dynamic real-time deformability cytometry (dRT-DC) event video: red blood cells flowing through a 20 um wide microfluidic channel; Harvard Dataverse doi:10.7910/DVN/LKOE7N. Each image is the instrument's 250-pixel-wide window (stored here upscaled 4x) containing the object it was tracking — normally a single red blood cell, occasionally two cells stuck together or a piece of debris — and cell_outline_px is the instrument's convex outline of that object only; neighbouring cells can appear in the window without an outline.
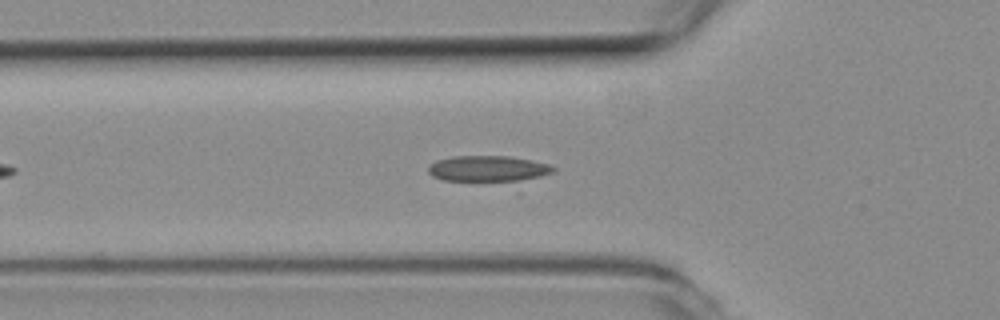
{"species": "common noctule bat (a hibernating species)", "species_latin": "Nyctalus noctula", "temperature_condition": "room temperature", "stored_images_in_passage": 21, "camera_frame_rate_fps": 3000, "um_per_image_px": 0.085, "animal": {"sex": "female", "body_mass_g": 19.3, "forearm_length_mm": 54.1}, "frame": {"image": 1, "passage_image": 10, "time_ms": 3.0, "image_size_px": [1000, 320], "cell_outline_px": [[556, 168], [552, 172], [540, 176], [520, 180], [444, 180], [432, 176], [428, 172], [428, 164], [436, 160], [452, 156], [508, 156], [532, 160], [548, 164]], "centroid_in_image_um": [41.43, 14.31], "position_along_channel_um": 84.4, "area_um2": 18.55}}
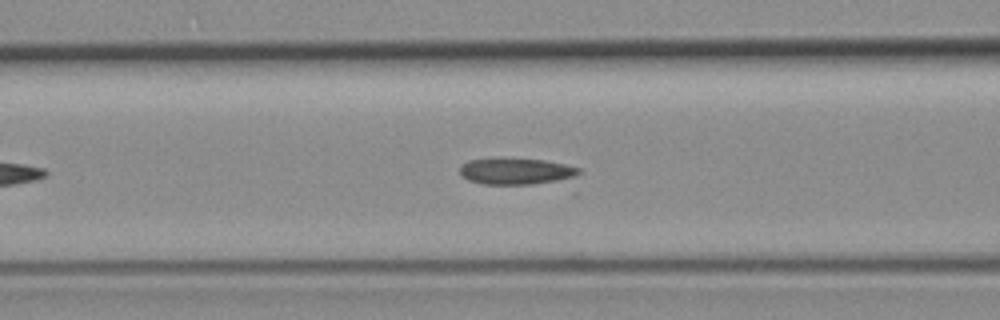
{"frame": {"image": 2, "passage_image": 13, "time_ms": 4.0, "image_size_px": [1000, 320], "cell_outline_px": [[580, 172], [576, 176], [568, 180], [532, 184], [480, 184], [468, 180], [460, 176], [460, 164], [468, 160], [544, 160], [564, 164], [580, 168]], "centroid_in_image_um": [43.89, 14.6], "position_along_channel_um": 122.7, "area_um2": 18.03}}
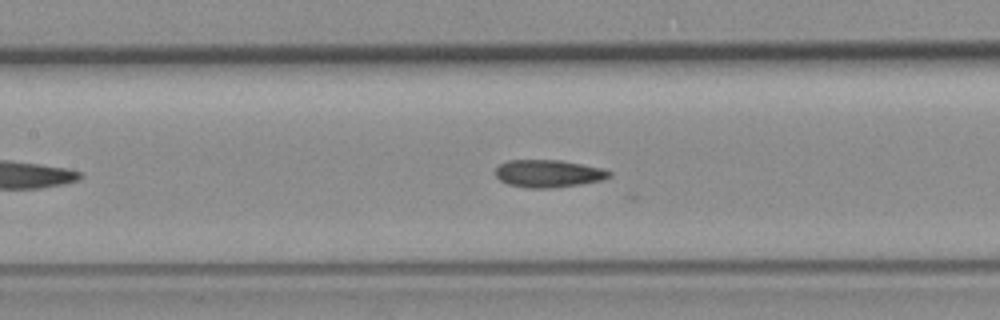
{"frame": {"image": 3, "passage_image": 16, "time_ms": 5.0, "image_size_px": [1000, 320], "cell_outline_px": [[612, 176], [604, 180], [580, 184], [548, 188], [528, 188], [508, 184], [500, 180], [496, 176], [496, 168], [500, 164], [508, 160], [560, 160], [604, 168], [612, 172]], "centroid_in_image_um": [46.65, 14.75], "position_along_channel_um": 160.8, "area_um2": 18.32}}